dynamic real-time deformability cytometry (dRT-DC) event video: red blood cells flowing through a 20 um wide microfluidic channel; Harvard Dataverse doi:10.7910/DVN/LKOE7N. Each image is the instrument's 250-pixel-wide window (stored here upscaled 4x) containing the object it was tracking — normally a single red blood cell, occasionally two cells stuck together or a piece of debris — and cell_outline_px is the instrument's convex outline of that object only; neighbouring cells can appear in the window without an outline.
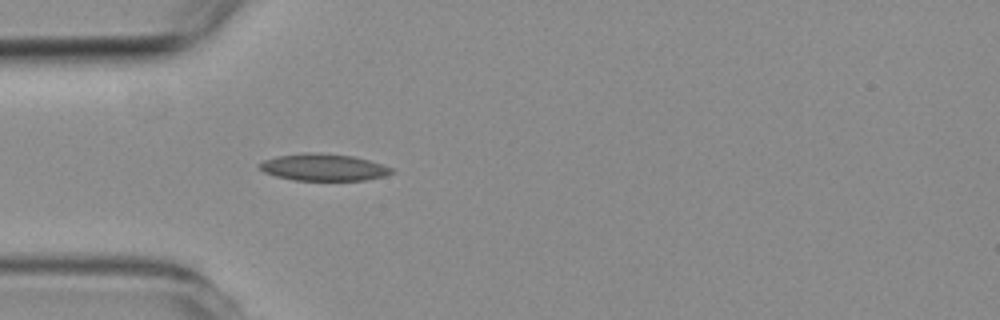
{"species": "common noctule bat (a hibernating species)", "species_latin": "Nyctalus noctula", "temperature_condition": "room temperature", "stored_images_in_passage": 3, "camera_frame_rate_fps": 3000, "um_per_image_px": 0.085, "animal": {"sex": "female", "body_mass_g": 19.3, "forearm_length_mm": 54.1}, "frame": {"image": 1, "passage_image": 3, "time_ms": 3.0, "image_size_px": [1000, 320], "cell_outline_px": [[396, 172], [384, 176], [364, 180], [296, 180], [276, 176], [264, 172], [260, 168], [260, 164], [264, 160], [276, 156], [304, 152], [320, 152], [352, 156], [368, 160], [392, 168]], "centroid_in_image_um": [27.5, 14.21], "position_along_channel_um": 57.5, "area_um2": 20.63}}